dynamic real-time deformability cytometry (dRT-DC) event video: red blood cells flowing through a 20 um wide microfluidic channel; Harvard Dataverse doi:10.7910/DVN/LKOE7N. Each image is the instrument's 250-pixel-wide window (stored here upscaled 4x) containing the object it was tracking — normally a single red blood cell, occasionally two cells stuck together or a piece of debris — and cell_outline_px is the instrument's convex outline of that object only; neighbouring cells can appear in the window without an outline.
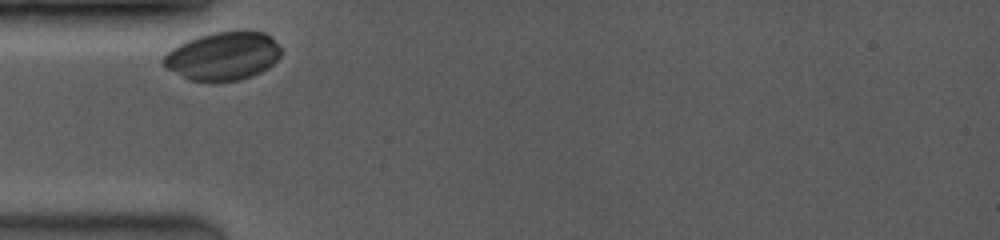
{"species": "common noctule bat (a hibernating species)", "species_latin": "Nyctalus noctula", "temperature_condition": "room temperature", "stored_images_in_passage": 2, "camera_frame_rate_fps": 3500, "um_per_image_px": 0.085, "animal": {"sex": "female", "body_mass_g": 19.0, "forearm_length_mm": 53.3}, "frame": {"image": 1, "passage_image": 1, "time_ms": 0.0, "image_size_px": [1000, 240], "cell_outline_px": [[280, 56], [268, 68], [252, 76], [240, 80], [212, 84], [188, 80], [164, 68], [160, 64], [160, 60], [172, 48], [188, 40], [212, 32], [264, 32], [280, 48]], "centroid_in_image_um": [18.87, 4.83], "position_along_channel_um": 66.1, "area_um2": 33.35}}
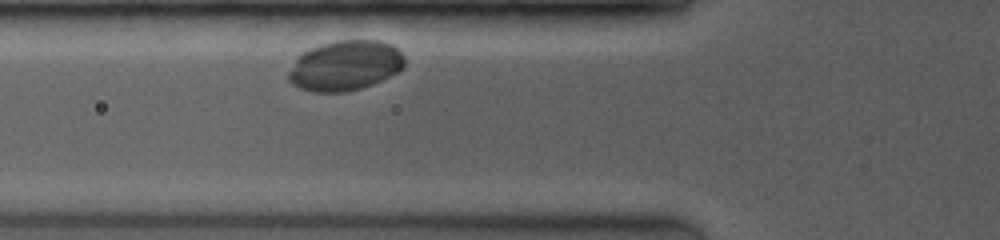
{"frame": {"image": 2, "passage_image": 2, "time_ms": 0.857, "image_size_px": [1000, 240], "cell_outline_px": [[404, 68], [372, 84], [360, 88], [344, 92], [312, 92], [300, 88], [292, 84], [288, 80], [288, 72], [296, 56], [308, 48], [320, 44], [336, 40], [380, 40], [392, 44], [404, 56]], "centroid_in_image_um": [29.29, 5.56], "position_along_channel_um": 96.5, "area_um2": 34.1}}